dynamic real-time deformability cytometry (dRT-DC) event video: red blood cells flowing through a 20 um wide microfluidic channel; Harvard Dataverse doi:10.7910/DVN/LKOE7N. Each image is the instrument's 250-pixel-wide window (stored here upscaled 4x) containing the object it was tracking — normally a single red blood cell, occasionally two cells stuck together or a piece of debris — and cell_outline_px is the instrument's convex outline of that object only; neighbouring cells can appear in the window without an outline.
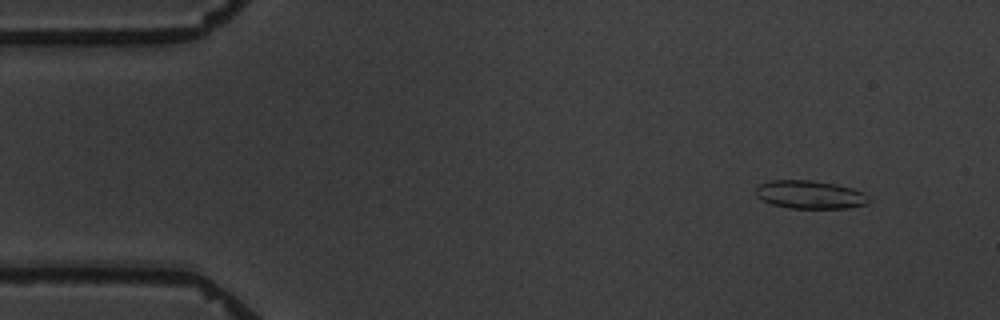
{"species": "common noctule bat (a hibernating species)", "species_latin": "Nyctalus noctula", "temperature_condition": "warm", "stored_images_in_passage": 4, "camera_frame_rate_fps": 3000, "um_per_image_px": 0.085, "animal": {"sex": "male", "body_mass_g": 19.5, "forearm_length_mm": 54.6}, "frame": {"image": 1, "passage_image": 1, "time_ms": 0.0, "image_size_px": [1000, 320], "cell_outline_px": [[872, 200], [868, 204], [848, 208], [788, 208], [772, 204], [756, 196], [756, 188], [760, 184], [768, 180], [812, 180], [836, 184], [852, 188], [864, 192]], "centroid_in_image_um": [68.89, 16.54], "position_along_channel_um": 16.1, "area_um2": 18.73}}